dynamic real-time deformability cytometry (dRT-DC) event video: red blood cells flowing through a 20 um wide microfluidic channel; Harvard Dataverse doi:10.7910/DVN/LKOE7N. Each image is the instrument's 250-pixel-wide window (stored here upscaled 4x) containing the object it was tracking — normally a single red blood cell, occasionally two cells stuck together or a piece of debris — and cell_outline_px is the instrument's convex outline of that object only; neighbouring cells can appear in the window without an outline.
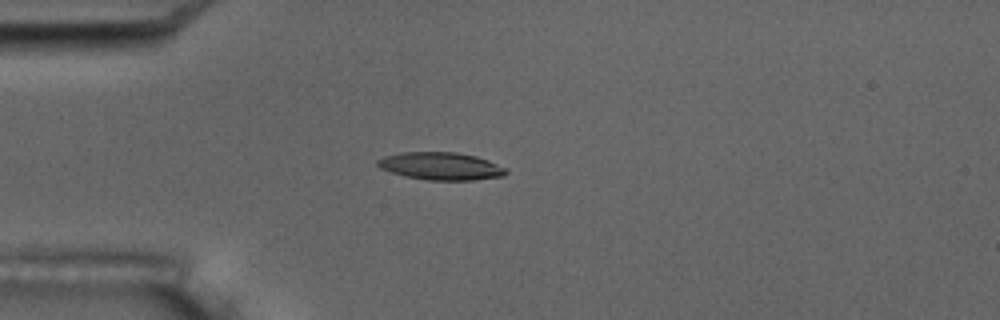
{"species": "common noctule bat (a hibernating species)", "species_latin": "Nyctalus noctula", "temperature_condition": "room temperature", "stored_images_in_passage": 4, "camera_frame_rate_fps": 3000, "um_per_image_px": 0.085, "animal": {"sex": "male", "body_mass_g": 17.5, "forearm_length_mm": 52.3}, "frame": {"image": 1, "passage_image": 4, "time_ms": 3.333, "image_size_px": [1000, 320], "cell_outline_px": [[508, 172], [504, 176], [472, 180], [428, 180], [404, 176], [380, 168], [376, 164], [376, 160], [384, 156], [400, 152], [456, 152], [476, 156], [488, 160], [508, 168]], "centroid_in_image_um": [37.49, 14.11], "position_along_channel_um": 47.5, "area_um2": 20.81}}